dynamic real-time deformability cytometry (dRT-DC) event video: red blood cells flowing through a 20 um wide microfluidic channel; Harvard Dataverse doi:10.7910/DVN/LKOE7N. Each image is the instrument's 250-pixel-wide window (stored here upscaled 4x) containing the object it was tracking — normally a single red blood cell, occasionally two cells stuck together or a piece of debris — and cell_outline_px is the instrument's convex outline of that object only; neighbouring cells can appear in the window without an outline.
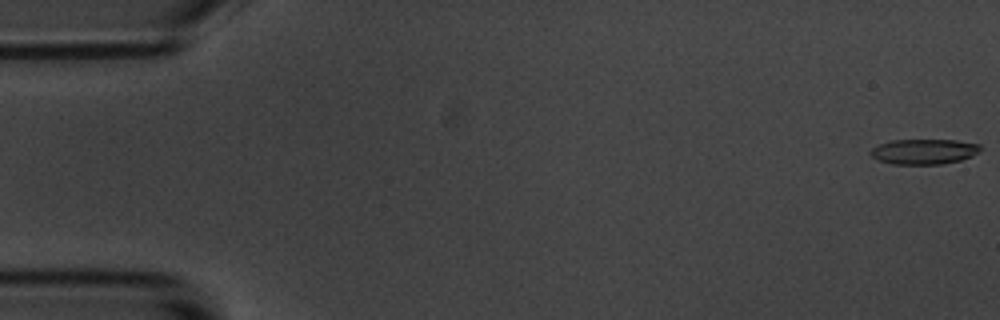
{"species": "common noctule bat (a hibernating species)", "species_latin": "Nyctalus noctula", "temperature_condition": "room temperature", "stored_images_in_passage": 6, "camera_frame_rate_fps": 3000, "um_per_image_px": 0.085, "animal": {"sex": "male", "body_mass_g": 20.1, "forearm_length_mm": 53.5}, "frame": {"image": 1, "passage_image": 1, "time_ms": 0.0, "image_size_px": [1000, 320], "cell_outline_px": [[980, 148], [972, 156], [960, 160], [940, 164], [892, 164], [880, 160], [872, 156], [868, 152], [872, 148], [880, 144], [892, 140], [956, 140], [980, 144]], "centroid_in_image_um": [78.51, 12.88], "position_along_channel_um": 6.5, "area_um2": 15.95}}
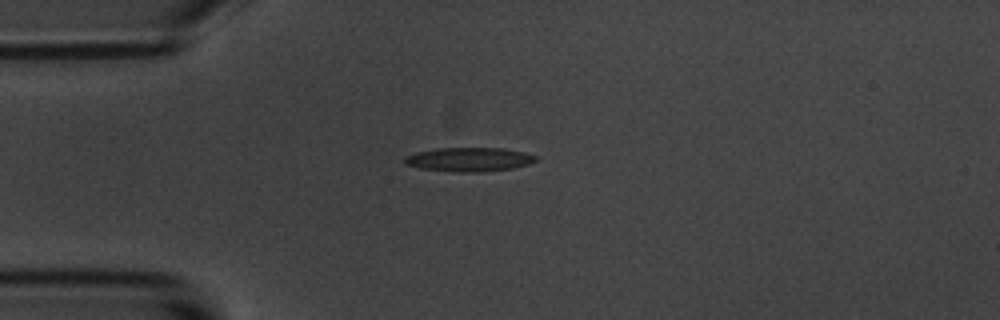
{"frame": {"image": 2, "passage_image": 4, "time_ms": 4.667, "image_size_px": [1000, 320], "cell_outline_px": [[536, 160], [528, 164], [512, 168], [480, 172], [460, 172], [420, 168], [404, 164], [404, 156], [416, 152], [436, 148], [504, 148], [524, 152], [536, 156]], "centroid_in_image_um": [39.84, 13.54], "position_along_channel_um": 45.2, "area_um2": 18.26}}